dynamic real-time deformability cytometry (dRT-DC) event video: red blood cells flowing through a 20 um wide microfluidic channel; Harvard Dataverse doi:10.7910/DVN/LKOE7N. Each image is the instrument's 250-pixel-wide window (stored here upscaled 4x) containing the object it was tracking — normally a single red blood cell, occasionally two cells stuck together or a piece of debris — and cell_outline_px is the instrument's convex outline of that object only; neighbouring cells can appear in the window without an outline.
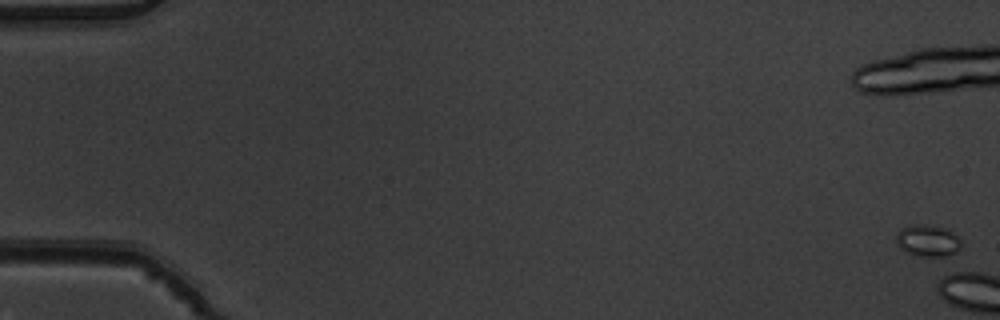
{"species": "common noctule bat (a hibernating species)", "species_latin": "Nyctalus noctula", "temperature_condition": "warm", "stored_images_in_passage": 7, "camera_frame_rate_fps": 3000, "um_per_image_px": 0.085, "animal": {"sex": "male", "body_mass_g": 19.5, "forearm_length_mm": 54.6}, "frame": {"image": 1, "passage_image": 1, "time_ms": 0.0, "image_size_px": [1000, 320], "cell_outline_px": [[960, 248], [956, 252], [944, 256], [920, 256], [908, 252], [900, 248], [896, 244], [896, 232], [900, 228], [912, 224], [924, 224], [944, 228], [956, 236], [960, 240]], "centroid_in_image_um": [78.8, 20.44], "position_along_channel_um": 6.2, "area_um2": 11.91}}